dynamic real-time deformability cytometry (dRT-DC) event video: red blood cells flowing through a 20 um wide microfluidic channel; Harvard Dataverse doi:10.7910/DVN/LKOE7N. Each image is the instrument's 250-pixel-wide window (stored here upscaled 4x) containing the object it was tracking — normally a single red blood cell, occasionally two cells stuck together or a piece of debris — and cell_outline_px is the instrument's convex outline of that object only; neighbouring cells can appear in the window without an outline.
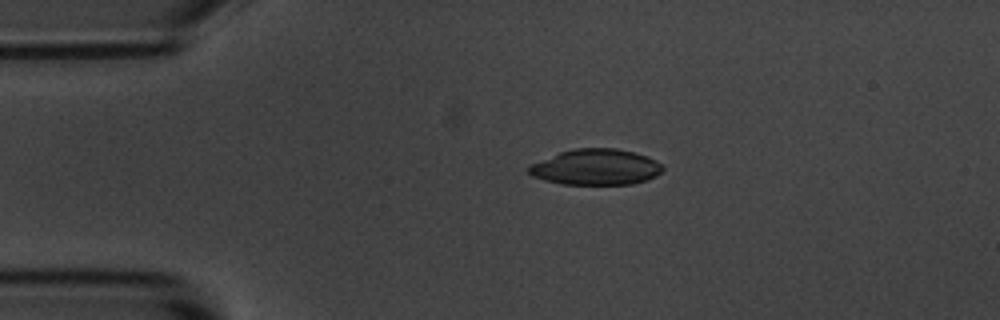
{"species": "common noctule bat (a hibernating species)", "species_latin": "Nyctalus noctula", "temperature_condition": "room temperature", "stored_images_in_passage": 3, "camera_frame_rate_fps": 3000, "um_per_image_px": 0.085, "animal": {"sex": "male", "body_mass_g": 20.1, "forearm_length_mm": 53.5}, "frame": {"image": 1, "passage_image": 2, "time_ms": 1.333, "image_size_px": [1000, 320], "cell_outline_px": [[664, 168], [656, 176], [648, 180], [632, 184], [560, 184], [544, 180], [532, 176], [524, 168], [528, 164], [560, 152], [572, 148], [616, 148], [648, 156], [656, 160]], "centroid_in_image_um": [50.6, 14.2], "position_along_channel_um": 34.4, "area_um2": 28.26}}